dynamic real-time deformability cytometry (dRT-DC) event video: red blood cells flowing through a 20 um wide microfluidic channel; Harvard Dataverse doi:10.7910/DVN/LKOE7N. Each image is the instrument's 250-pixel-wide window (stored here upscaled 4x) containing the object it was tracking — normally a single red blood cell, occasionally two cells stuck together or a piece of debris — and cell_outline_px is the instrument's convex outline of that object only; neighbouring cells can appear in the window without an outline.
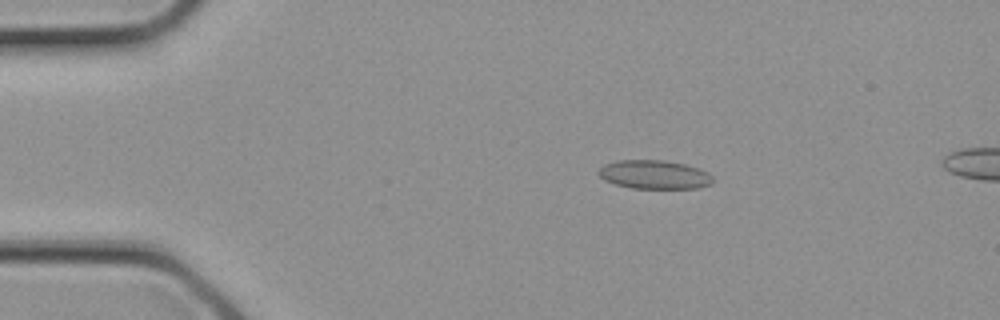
{"species": "common noctule bat (a hibernating species)", "species_latin": "Nyctalus noctula", "temperature_condition": "cold", "stored_images_in_passage": 7, "camera_frame_rate_fps": 3000, "um_per_image_px": 0.085, "animal": {"sex": "female", "body_mass_g": 21.9}, "frame": {"image": 1, "passage_image": 4, "time_ms": 1.0, "image_size_px": [1000, 320], "cell_outline_px": [[712, 184], [700, 188], [632, 188], [616, 184], [604, 180], [596, 172], [604, 164], [620, 160], [664, 160], [684, 164], [708, 172], [712, 176]], "centroid_in_image_um": [55.61, 14.84], "position_along_channel_um": 29.4, "area_um2": 19.07}}